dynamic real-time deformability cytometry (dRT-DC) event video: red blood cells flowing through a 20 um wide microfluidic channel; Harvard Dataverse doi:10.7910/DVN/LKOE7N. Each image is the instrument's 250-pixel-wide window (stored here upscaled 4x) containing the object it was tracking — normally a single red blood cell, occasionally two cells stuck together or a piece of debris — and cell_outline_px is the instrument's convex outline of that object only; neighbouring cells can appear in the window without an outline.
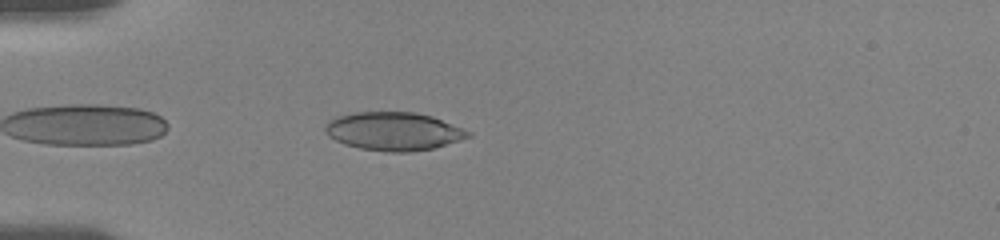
{"species": "human", "species_latin": "Homo sapiens", "temperature_condition": "room temperature", "stored_images_in_passage": 9, "camera_frame_rate_fps": 3000, "um_per_image_px": 0.085, "donor": {"sex": "female"}, "frame": {"image": 1, "passage_image": 5, "time_ms": 1.0, "image_size_px": [1000, 240], "cell_outline_px": [[472, 136], [460, 140], [432, 148], [412, 152], [392, 152], [360, 148], [344, 144], [328, 136], [324, 132], [324, 128], [328, 120], [352, 112], [416, 112], [432, 116], [472, 132]], "centroid_in_image_um": [33.45, 11.15], "position_along_channel_um": 51.6, "area_um2": 31.85}}